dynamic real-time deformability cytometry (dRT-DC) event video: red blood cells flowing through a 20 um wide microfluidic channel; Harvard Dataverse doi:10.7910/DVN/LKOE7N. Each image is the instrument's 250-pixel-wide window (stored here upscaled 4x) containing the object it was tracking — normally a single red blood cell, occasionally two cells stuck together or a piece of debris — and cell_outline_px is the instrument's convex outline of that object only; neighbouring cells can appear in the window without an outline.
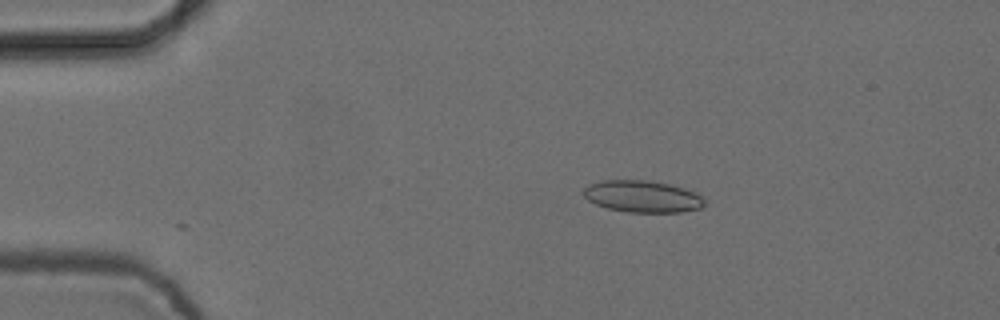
{"species": "common noctule bat (a hibernating species)", "species_latin": "Nyctalus noctula", "temperature_condition": "cold", "stored_images_in_passage": 5, "camera_frame_rate_fps": 3000, "um_per_image_px": 0.085, "animal": {"sex": "female", "body_mass_g": 24.6, "forearm_length_mm": 56.2}, "frame": {"image": 1, "passage_image": 3, "time_ms": 0.667, "image_size_px": [1000, 320], "cell_outline_px": [[704, 204], [700, 208], [680, 212], [628, 212], [608, 208], [596, 204], [588, 200], [584, 196], [584, 188], [588, 184], [600, 180], [644, 180], [672, 184], [696, 192], [704, 200]], "centroid_in_image_um": [54.59, 16.69], "position_along_channel_um": 30.4, "area_um2": 22.43}}